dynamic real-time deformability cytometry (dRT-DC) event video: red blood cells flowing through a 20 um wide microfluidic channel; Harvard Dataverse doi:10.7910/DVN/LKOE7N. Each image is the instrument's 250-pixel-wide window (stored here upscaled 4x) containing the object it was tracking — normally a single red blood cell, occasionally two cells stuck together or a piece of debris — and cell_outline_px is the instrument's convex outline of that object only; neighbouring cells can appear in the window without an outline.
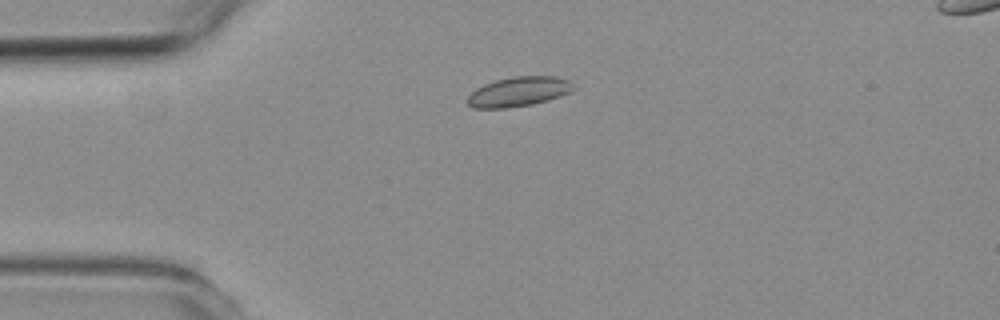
{"species": "common noctule bat (a hibernating species)", "species_latin": "Nyctalus noctula", "temperature_condition": "room temperature", "stored_images_in_passage": 2, "camera_frame_rate_fps": 3000, "um_per_image_px": 0.085, "animal": {"sex": "female", "body_mass_g": 19.3, "forearm_length_mm": 54.1}, "frame": {"image": 1, "passage_image": 1, "time_ms": 0.0, "image_size_px": [1000, 320], "cell_outline_px": [[576, 88], [572, 92], [548, 100], [532, 104], [504, 108], [472, 108], [468, 104], [468, 96], [476, 88], [484, 84], [496, 80], [516, 76], [556, 76], [568, 80]], "centroid_in_image_um": [44.11, 7.79], "position_along_channel_um": 40.9, "area_um2": 18.26}}